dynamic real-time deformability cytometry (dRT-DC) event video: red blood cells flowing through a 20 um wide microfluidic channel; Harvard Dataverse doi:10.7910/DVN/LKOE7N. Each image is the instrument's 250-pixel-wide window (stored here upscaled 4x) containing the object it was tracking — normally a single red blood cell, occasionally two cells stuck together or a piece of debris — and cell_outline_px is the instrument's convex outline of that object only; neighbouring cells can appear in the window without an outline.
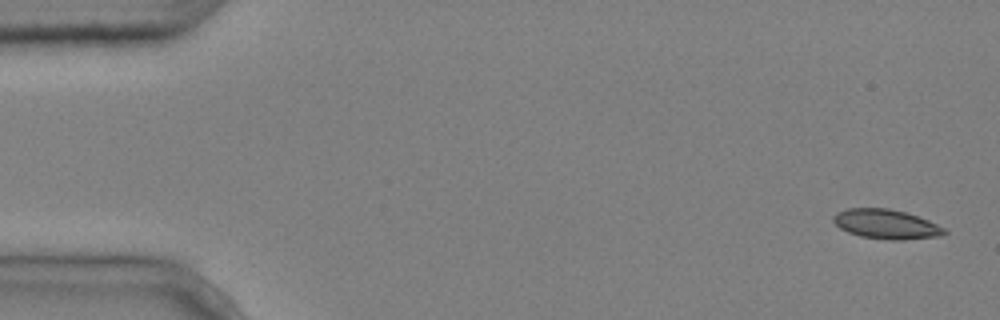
{"species": "common noctule bat (a hibernating species)", "species_latin": "Nyctalus noctula", "temperature_condition": "cold", "stored_images_in_passage": 6, "camera_frame_rate_fps": 3000, "um_per_image_px": 0.085, "animal": {"sex": "male", "body_mass_g": 20.4}, "frame": {"image": 1, "passage_image": 1, "time_ms": 0.0, "image_size_px": [1000, 320], "cell_outline_px": [[948, 232], [940, 236], [904, 240], [892, 240], [860, 236], [848, 232], [840, 228], [832, 220], [832, 216], [836, 212], [848, 208], [888, 208], [904, 212], [928, 220], [944, 228]], "centroid_in_image_um": [75.3, 19.05], "position_along_channel_um": 9.7, "area_um2": 19.02}}